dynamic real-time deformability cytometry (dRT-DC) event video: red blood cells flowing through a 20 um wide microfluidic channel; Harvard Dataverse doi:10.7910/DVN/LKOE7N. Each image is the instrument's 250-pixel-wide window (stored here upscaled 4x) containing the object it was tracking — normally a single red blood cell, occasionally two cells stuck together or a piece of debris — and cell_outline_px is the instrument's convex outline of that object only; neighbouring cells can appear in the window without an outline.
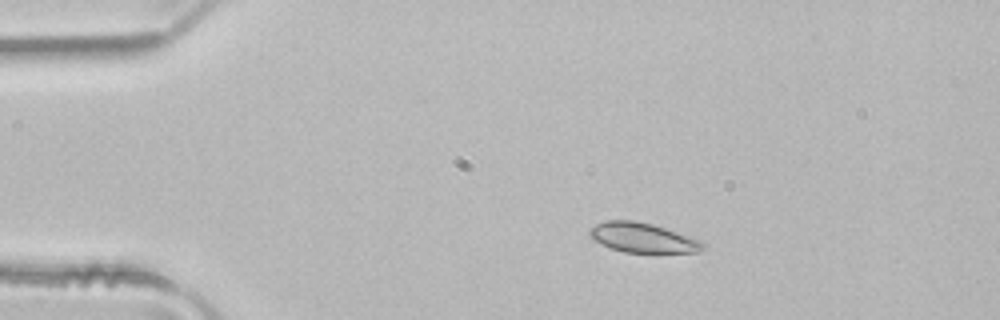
{"species": "common noctule bat (a hibernating species)", "species_latin": "Nyctalus noctula", "temperature_condition": "room temperature", "stored_images_in_passage": 4, "camera_frame_rate_fps": 3000, "um_per_image_px": 0.085, "animal": {"sex": "male", "body_mass_g": 21.5, "forearm_length_mm": 52.0}, "frame": {"image": 1, "passage_image": 3, "time_ms": 0.667, "image_size_px": [1000, 320], "cell_outline_px": [[708, 248], [700, 252], [624, 252], [600, 244], [588, 236], [588, 232], [596, 224], [608, 220], [632, 220], [652, 224], [700, 240]], "centroid_in_image_um": [54.63, 20.21], "position_along_channel_um": 30.4, "area_um2": 19.42}}